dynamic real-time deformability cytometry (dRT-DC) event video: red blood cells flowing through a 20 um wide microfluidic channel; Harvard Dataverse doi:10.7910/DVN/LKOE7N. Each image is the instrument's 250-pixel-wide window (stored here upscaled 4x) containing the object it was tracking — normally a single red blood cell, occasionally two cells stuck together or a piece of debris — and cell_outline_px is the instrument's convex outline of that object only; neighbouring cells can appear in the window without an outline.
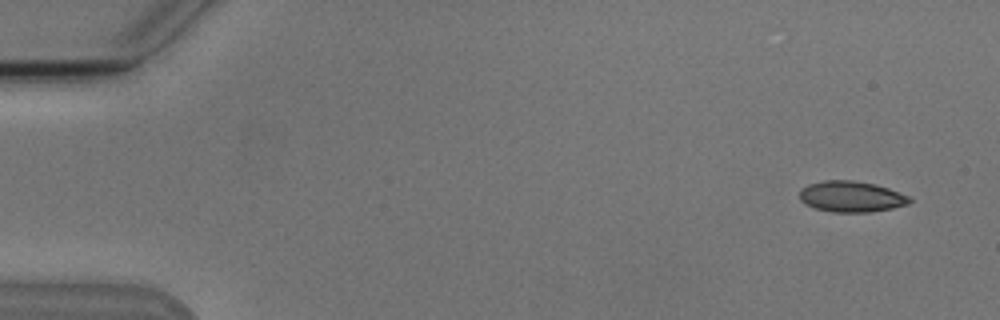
{"species": "Egyptian fruit bat (a non-hibernating species)", "species_latin": "Rousettus aegyptiacus", "temperature_condition": "cold", "stored_images_in_passage": 6, "camera_frame_rate_fps": 3000, "um_per_image_px": 0.085, "animal": {"sex": "male"}, "frame": {"image": 1, "passage_image": 1, "time_ms": 0.0, "image_size_px": [1000, 320], "cell_outline_px": [[912, 200], [908, 204], [892, 208], [868, 212], [832, 212], [816, 208], [804, 204], [800, 200], [800, 188], [808, 184], [824, 180], [852, 180], [876, 184], [888, 188], [908, 196]], "centroid_in_image_um": [72.33, 16.7], "position_along_channel_um": 12.7, "area_um2": 19.83}}